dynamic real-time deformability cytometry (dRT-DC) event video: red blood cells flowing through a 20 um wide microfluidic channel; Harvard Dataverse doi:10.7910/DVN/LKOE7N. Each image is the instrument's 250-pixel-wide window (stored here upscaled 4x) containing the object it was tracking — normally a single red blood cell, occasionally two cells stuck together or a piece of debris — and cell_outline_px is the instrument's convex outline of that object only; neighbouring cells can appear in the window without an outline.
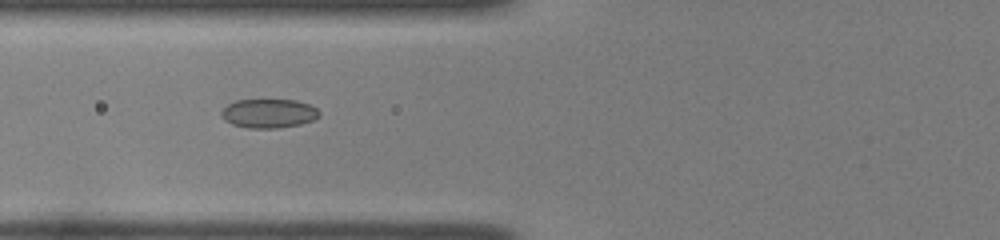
{"species": "common noctule bat (a hibernating species)", "species_latin": "Nyctalus noctula", "temperature_condition": "room temperature", "stored_images_in_passage": 41, "camera_frame_rate_fps": 3000, "um_per_image_px": 0.085, "animal": {"sex": "female", "body_mass_g": 22.0, "forearm_length_mm": 56.7}, "frame": {"image": 1, "passage_image": 11, "time_ms": 3.333, "image_size_px": [1000, 240], "cell_outline_px": [[320, 116], [312, 120], [300, 124], [280, 128], [248, 128], [232, 124], [224, 120], [220, 112], [228, 104], [236, 100], [296, 100], [308, 104], [316, 108], [320, 112]], "centroid_in_image_um": [22.84, 9.64], "position_along_channel_um": 103.0, "area_um2": 16.53}}
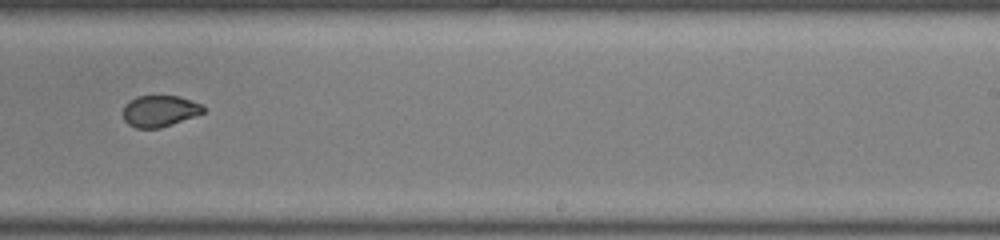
{"frame": {"image": 2, "passage_image": 24, "time_ms": 7.667, "image_size_px": [1000, 240], "cell_outline_px": [[204, 112], [172, 124], [160, 128], [136, 128], [128, 124], [124, 120], [124, 104], [128, 100], [136, 96], [180, 96], [200, 104], [204, 108]], "centroid_in_image_um": [13.53, 9.43], "position_along_channel_um": 275.5, "area_um2": 14.57}}
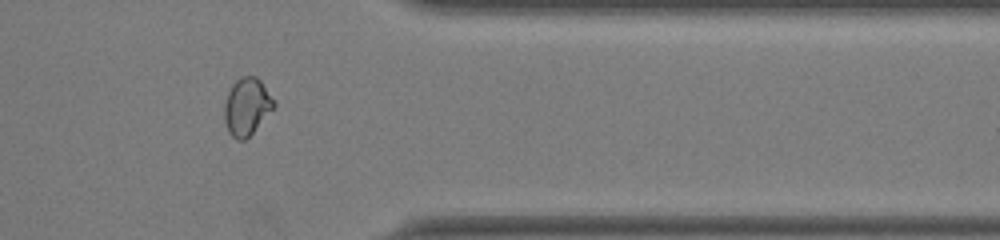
{"frame": {"image": 3, "passage_image": 33, "time_ms": 10.667, "image_size_px": [1000, 240], "cell_outline_px": [[276, 104], [252, 132], [244, 140], [236, 140], [228, 132], [224, 120], [224, 104], [228, 92], [232, 84], [240, 76], [256, 76], [260, 80]], "centroid_in_image_um": [20.93, 9.05], "position_along_channel_um": 390.5, "area_um2": 16.24}, "authors_computed_cell_mechanics": {"area_um2": 16.5308, "velocity_mm_per_s": 3.984, "shape_relaxation_time_tau1_ms": null, "shape_relaxation_time_tau2_ms": 0.7746, "deformation_change_tau1": null, "deformation_change_tau2": 0.0355}}